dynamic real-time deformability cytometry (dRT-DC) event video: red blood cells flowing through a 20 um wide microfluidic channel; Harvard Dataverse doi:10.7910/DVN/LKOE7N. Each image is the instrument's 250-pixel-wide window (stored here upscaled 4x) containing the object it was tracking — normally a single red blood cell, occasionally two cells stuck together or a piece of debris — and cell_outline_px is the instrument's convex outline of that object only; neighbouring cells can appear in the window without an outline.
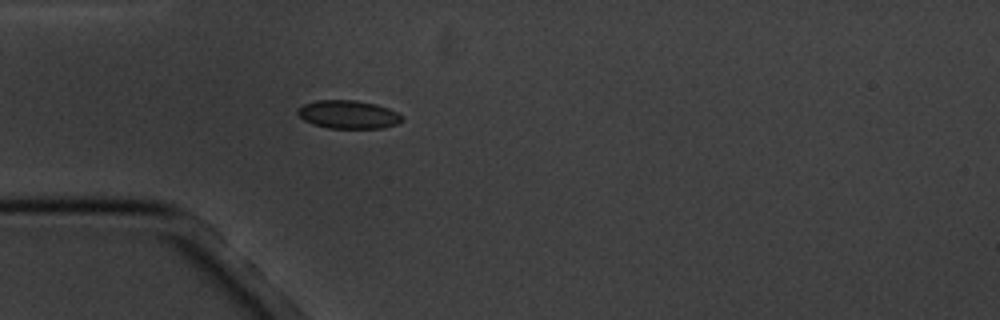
{"species": "common noctule bat (a hibernating species)", "species_latin": "Nyctalus noctula", "temperature_condition": "cold", "stored_images_in_passage": 2, "camera_frame_rate_fps": 3000, "um_per_image_px": 0.085, "animal": {"sex": "male", "body_mass_g": 20.1, "forearm_length_mm": 53.5}, "frame": {"image": 1, "passage_image": 2, "time_ms": 1.0, "image_size_px": [1000, 320], "cell_outline_px": [[404, 120], [396, 124], [384, 128], [328, 128], [312, 124], [304, 120], [296, 112], [304, 104], [316, 100], [356, 100], [376, 104], [388, 108], [404, 116]], "centroid_in_image_um": [29.63, 9.73], "position_along_channel_um": 55.4, "area_um2": 17.22}}